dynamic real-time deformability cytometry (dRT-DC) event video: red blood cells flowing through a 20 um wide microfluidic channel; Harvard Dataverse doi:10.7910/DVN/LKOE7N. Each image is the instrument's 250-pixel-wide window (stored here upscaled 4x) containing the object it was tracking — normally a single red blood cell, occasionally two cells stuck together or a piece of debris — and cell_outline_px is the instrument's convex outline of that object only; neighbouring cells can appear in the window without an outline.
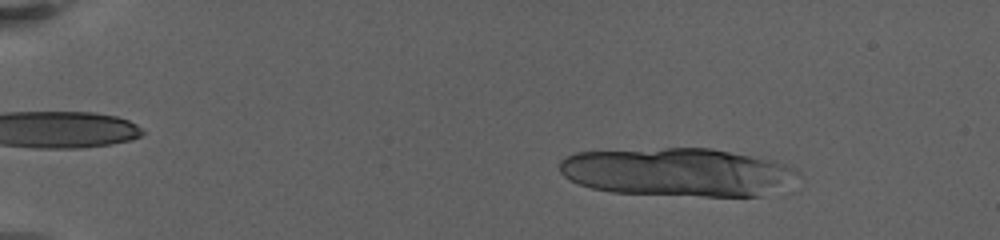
{"species": "human", "species_latin": "Homo sapiens", "temperature_condition": "warm", "stored_images_in_passage": 31, "camera_frame_rate_fps": 3000, "um_per_image_px": 0.085, "donor": {"sex": "female"}, "frame": {"image": 1, "passage_image": 8, "time_ms": 2.667, "image_size_px": [1000, 240], "cell_outline_px": [[800, 176], [760, 196], [704, 196], [612, 192], [592, 188], [580, 184], [564, 176], [560, 172], [560, 160], [564, 156], [576, 152], [664, 148], [712, 148], [776, 160], [800, 172]], "centroid_in_image_um": [57.55, 14.61], "position_along_channel_um": 27.4, "area_um2": 66.82}}
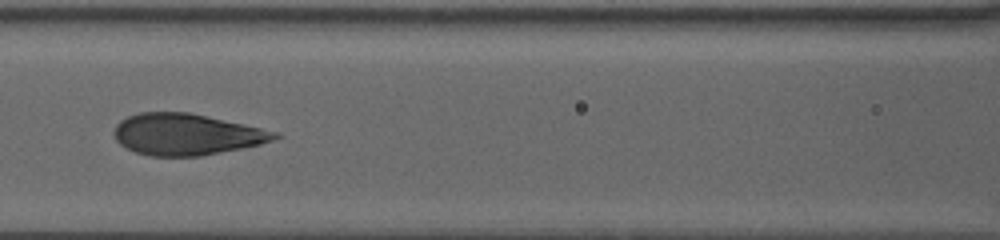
{"frame": {"image": 2, "passage_image": 20, "time_ms": 10.333, "image_size_px": [1000, 240], "cell_outline_px": [[284, 136], [260, 144], [200, 156], [148, 156], [136, 152], [120, 144], [116, 140], [112, 132], [116, 124], [120, 120], [128, 116], [140, 112], [188, 112], [280, 132]], "centroid_in_image_um": [15.83, 11.42], "position_along_channel_um": 150.8, "area_um2": 38.67}}
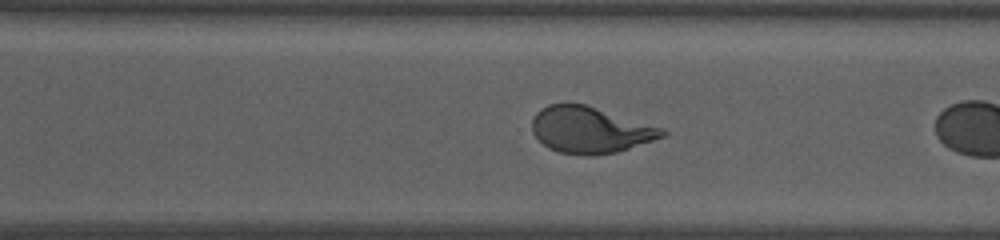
{"frame": {"image": 3, "passage_image": 30, "time_ms": 14.667, "image_size_px": [1000, 240], "cell_outline_px": [[668, 132], [664, 136], [616, 152], [592, 156], [588, 156], [560, 152], [548, 148], [532, 132], [532, 120], [536, 112], [540, 108], [548, 104], [584, 104], [664, 128]], "centroid_in_image_um": [50.14, 11.04], "position_along_channel_um": 320.5, "area_um2": 34.85}}